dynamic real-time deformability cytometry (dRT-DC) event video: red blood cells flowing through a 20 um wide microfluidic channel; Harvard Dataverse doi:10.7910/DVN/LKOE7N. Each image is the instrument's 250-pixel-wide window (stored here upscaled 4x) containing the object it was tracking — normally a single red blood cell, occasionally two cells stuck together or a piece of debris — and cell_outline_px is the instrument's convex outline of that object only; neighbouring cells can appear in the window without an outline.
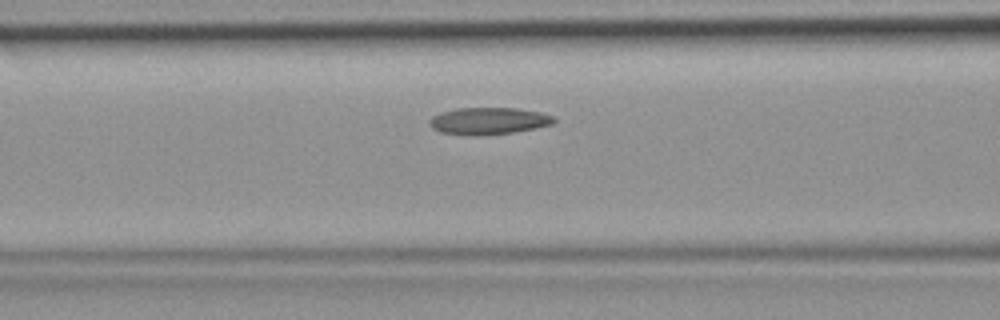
{"species": "common noctule bat (a hibernating species)", "species_latin": "Nyctalus noctula", "temperature_condition": "room temperature", "stored_images_in_passage": 32, "camera_frame_rate_fps": 3000, "um_per_image_px": 0.085, "animal": {"sex": "female", "body_mass_g": 19.9}, "frame": {"image": 1, "passage_image": 10, "time_ms": 3.0, "image_size_px": [1000, 320], "cell_outline_px": [[556, 120], [552, 124], [512, 132], [480, 136], [476, 136], [440, 132], [432, 128], [428, 124], [428, 120], [432, 116], [440, 112], [456, 108], [516, 108], [540, 112], [552, 116]], "centroid_in_image_um": [41.46, 10.27], "position_along_channel_um": 125.1, "area_um2": 19.54}}
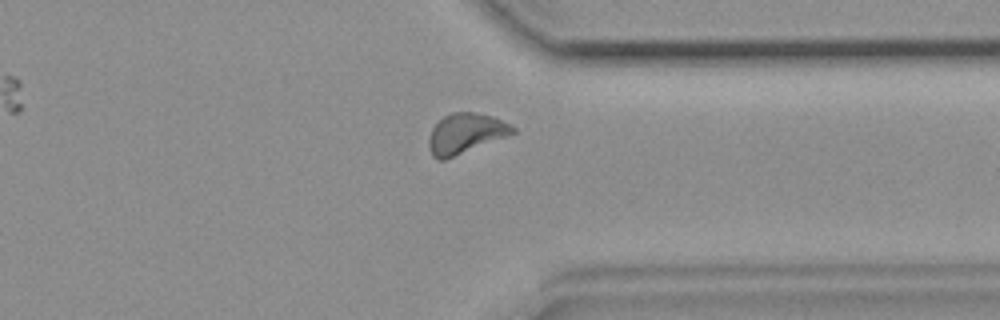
{"frame": {"image": 2, "passage_image": 27, "time_ms": 8.667, "image_size_px": [1000, 320], "cell_outline_px": [[516, 132], [508, 136], [444, 160], [436, 160], [432, 156], [428, 144], [428, 136], [432, 128], [444, 116], [452, 112], [472, 112], [492, 116], [516, 128]], "centroid_in_image_um": [39.54, 11.36], "position_along_channel_um": 371.9, "area_um2": 19.54}}
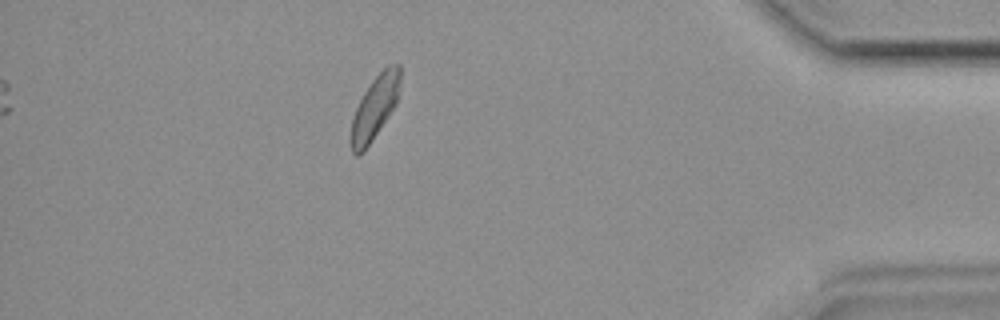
{"frame": {"image": 3, "passage_image": 32, "time_ms": 10.333, "image_size_px": [1000, 320], "cell_outline_px": [[400, 80], [396, 104], [364, 152], [360, 156], [356, 156], [352, 152], [348, 140], [348, 136], [352, 120], [356, 108], [364, 92], [372, 80], [388, 64], [400, 64]], "centroid_in_image_um": [31.81, 9.2], "position_along_channel_um": 403.4, "area_um2": 18.26}}